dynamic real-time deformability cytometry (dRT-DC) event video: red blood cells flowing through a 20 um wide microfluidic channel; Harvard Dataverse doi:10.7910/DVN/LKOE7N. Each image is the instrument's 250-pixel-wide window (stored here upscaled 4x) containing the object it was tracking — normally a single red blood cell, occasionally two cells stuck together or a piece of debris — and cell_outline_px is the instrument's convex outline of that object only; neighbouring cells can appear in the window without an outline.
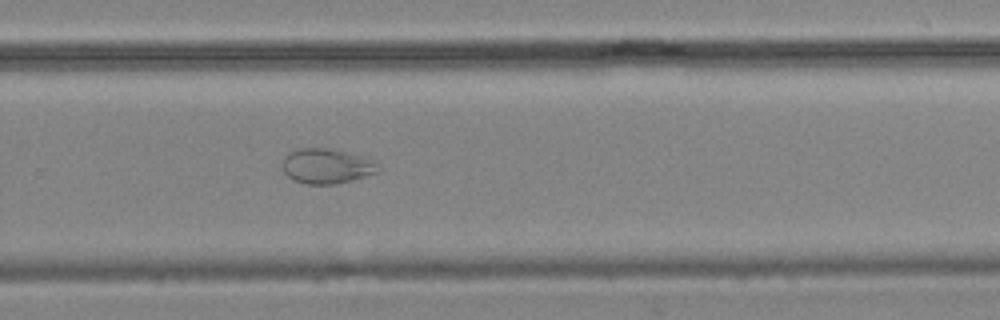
{"species": "common noctule bat (a hibernating species)", "species_latin": "Nyctalus noctula", "temperature_condition": "cold", "stored_images_in_passage": 15, "camera_frame_rate_fps": 3000, "um_per_image_px": 0.085, "animal": {"sex": "male", "body_mass_g": 19.2, "forearm_length_mm": 51.8}, "frame": {"image": 1, "passage_image": 15, "time_ms": 17.0, "image_size_px": [1000, 320], "cell_outline_px": [[380, 164], [376, 172], [352, 180], [336, 184], [308, 184], [292, 180], [284, 172], [284, 156], [288, 152], [296, 148], [328, 148], [360, 156]], "centroid_in_image_um": [27.72, 14.12], "position_along_channel_um": 302.1, "area_um2": 19.25}}